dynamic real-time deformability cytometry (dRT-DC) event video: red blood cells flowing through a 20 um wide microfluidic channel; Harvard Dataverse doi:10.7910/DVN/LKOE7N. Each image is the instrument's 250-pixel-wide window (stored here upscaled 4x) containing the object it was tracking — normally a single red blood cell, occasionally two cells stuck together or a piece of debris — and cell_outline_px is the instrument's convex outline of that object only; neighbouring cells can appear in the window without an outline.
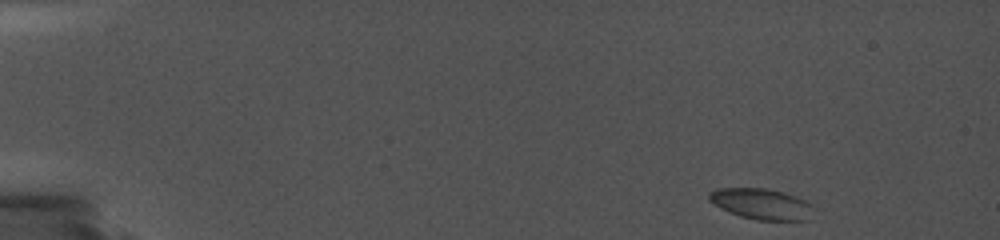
{"species": "common noctule bat (a hibernating species)", "species_latin": "Nyctalus noctula", "temperature_condition": "cold", "stored_images_in_passage": 48, "camera_frame_rate_fps": 5000, "um_per_image_px": 0.085, "animal": {"sex": "female", "body_mass_g": 19.0, "forearm_length_mm": 56.7}, "frame": {"image": 1, "passage_image": 1, "time_ms": 0.0, "image_size_px": [1000, 240], "cell_outline_px": [[812, 204], [804, 220], [756, 220], [740, 216], [728, 212], [720, 208], [708, 200], [708, 192], [716, 188], [764, 188], [784, 192], [796, 196]], "centroid_in_image_um": [64.61, 17.31], "position_along_channel_um": 20.4, "area_um2": 18.55}}
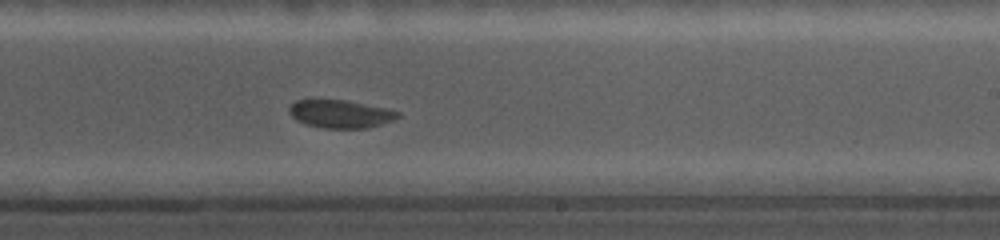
{"frame": {"image": 2, "passage_image": 35, "time_ms": 10.2, "image_size_px": [1000, 240], "cell_outline_px": [[400, 116], [392, 120], [368, 128], [324, 128], [304, 124], [296, 120], [288, 112], [288, 108], [296, 100], [344, 100], [384, 108], [400, 112]], "centroid_in_image_um": [28.89, 9.69], "position_along_channel_um": 260.1, "area_um2": 17.51}}
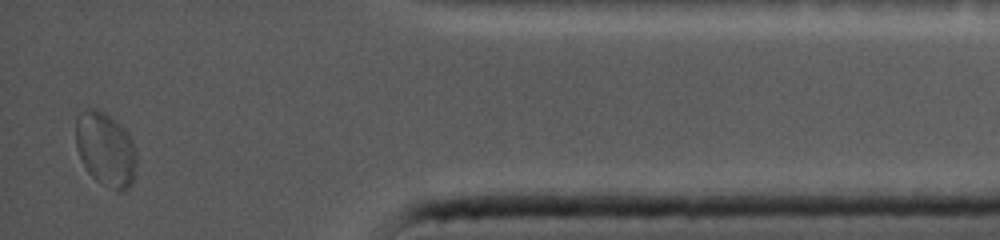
{"frame": {"image": 3, "passage_image": 48, "time_ms": 15.4, "image_size_px": [1000, 240], "cell_outline_px": [[136, 168], [132, 184], [124, 192], [112, 188], [96, 180], [88, 172], [80, 160], [76, 148], [76, 116], [80, 112], [92, 108], [96, 108], [104, 112], [120, 124], [128, 132], [132, 140], [136, 156]], "centroid_in_image_um": [8.97, 12.68], "position_along_channel_um": 426.2, "area_um2": 26.36}}